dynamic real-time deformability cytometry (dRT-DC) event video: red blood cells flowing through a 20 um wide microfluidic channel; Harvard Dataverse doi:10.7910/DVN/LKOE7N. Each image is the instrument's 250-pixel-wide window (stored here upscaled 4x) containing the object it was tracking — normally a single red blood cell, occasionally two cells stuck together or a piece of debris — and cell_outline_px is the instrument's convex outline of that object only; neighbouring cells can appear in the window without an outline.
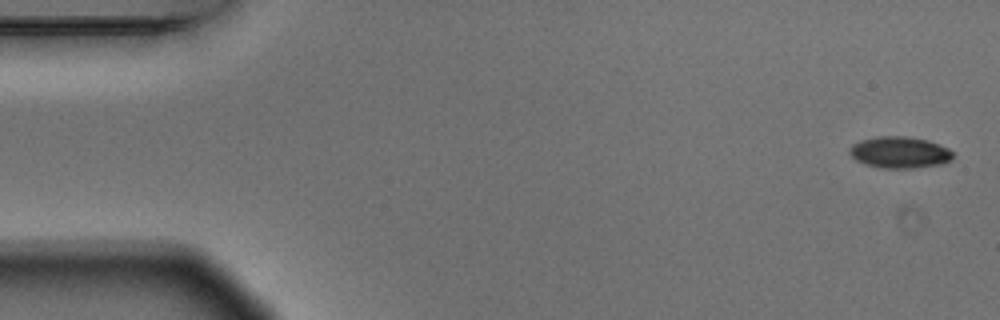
{"species": "Egyptian fruit bat (a non-hibernating species)", "species_latin": "Rousettus aegyptiacus", "temperature_condition": "warm", "stored_images_in_passage": 4, "camera_frame_rate_fps": 3000, "um_per_image_px": 0.085, "animal": {"sex": "male"}, "frame": {"image": 1, "passage_image": 1, "time_ms": 0.0, "image_size_px": [1000, 320], "cell_outline_px": [[952, 160], [940, 164], [912, 168], [880, 168], [864, 164], [856, 160], [848, 152], [852, 144], [860, 140], [876, 136], [904, 136], [928, 140], [948, 148], [952, 152]], "centroid_in_image_um": [76.44, 12.95], "position_along_channel_um": 8.6, "area_um2": 19.02}}
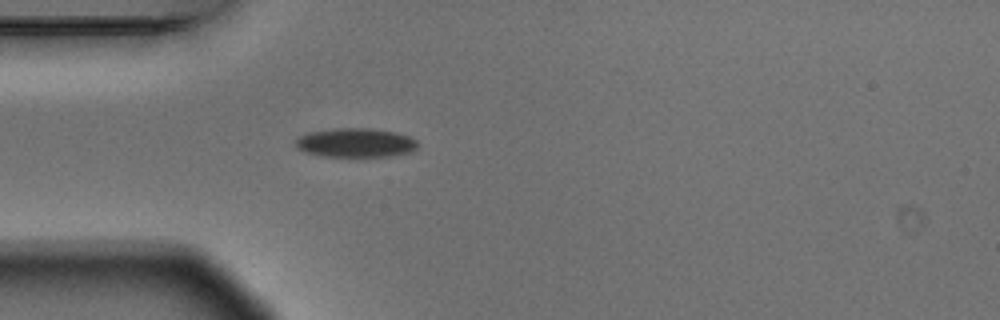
{"frame": {"image": 2, "passage_image": 4, "time_ms": 1.0, "image_size_px": [1000, 320], "cell_outline_px": [[416, 148], [408, 152], [388, 156], [320, 156], [296, 148], [296, 140], [300, 136], [308, 132], [336, 128], [368, 128], [392, 132], [408, 136], [416, 140]], "centroid_in_image_um": [30.18, 12.13], "position_along_channel_um": 54.8, "area_um2": 20.29}}